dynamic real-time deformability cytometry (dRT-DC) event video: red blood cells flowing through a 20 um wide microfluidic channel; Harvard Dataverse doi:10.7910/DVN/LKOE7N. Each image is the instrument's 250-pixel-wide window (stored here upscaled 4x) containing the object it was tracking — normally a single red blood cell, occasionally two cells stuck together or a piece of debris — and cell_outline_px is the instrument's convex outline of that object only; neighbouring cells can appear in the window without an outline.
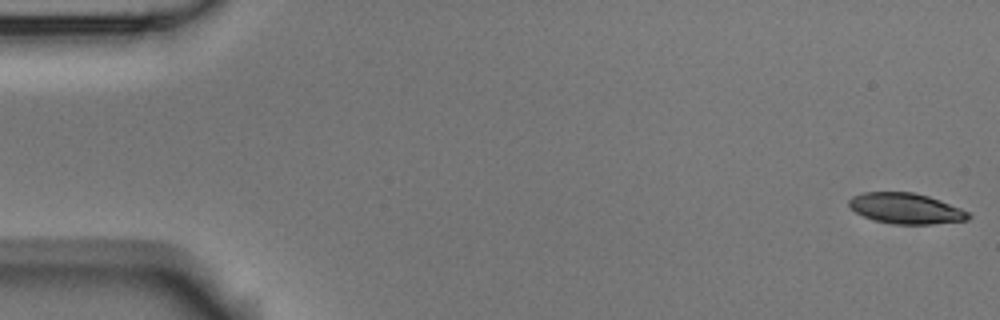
{"species": "Egyptian fruit bat (a non-hibernating species)", "species_latin": "Rousettus aegyptiacus", "temperature_condition": "room temperature", "stored_images_in_passage": 16, "camera_frame_rate_fps": 3000, "um_per_image_px": 0.085, "animal": {"sex": "male"}, "frame": {"image": 1, "passage_image": 1, "time_ms": 0.0, "image_size_px": [1000, 320], "cell_outline_px": [[972, 216], [968, 220], [932, 224], [892, 224], [876, 220], [864, 216], [856, 212], [848, 204], [848, 200], [852, 196], [864, 192], [912, 192], [928, 196], [940, 200], [960, 208], [968, 212]], "centroid_in_image_um": [77.01, 17.71], "position_along_channel_um": 8.0, "area_um2": 21.21}}